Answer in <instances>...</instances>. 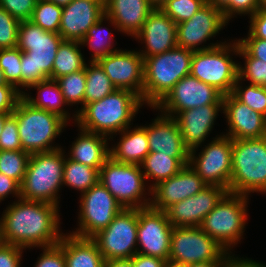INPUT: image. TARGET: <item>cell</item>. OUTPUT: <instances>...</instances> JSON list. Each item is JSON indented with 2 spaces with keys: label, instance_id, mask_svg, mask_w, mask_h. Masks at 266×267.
<instances>
[{
  "label": "cell",
  "instance_id": "5bb4252c",
  "mask_svg": "<svg viewBox=\"0 0 266 267\" xmlns=\"http://www.w3.org/2000/svg\"><path fill=\"white\" fill-rule=\"evenodd\" d=\"M199 155L196 149L189 152L188 164L207 185L229 190L232 173V139L225 135L213 138Z\"/></svg>",
  "mask_w": 266,
  "mask_h": 267
},
{
  "label": "cell",
  "instance_id": "d590c367",
  "mask_svg": "<svg viewBox=\"0 0 266 267\" xmlns=\"http://www.w3.org/2000/svg\"><path fill=\"white\" fill-rule=\"evenodd\" d=\"M67 105L81 104L85 106L86 73L85 68L56 79Z\"/></svg>",
  "mask_w": 266,
  "mask_h": 267
},
{
  "label": "cell",
  "instance_id": "cb8c5ba5",
  "mask_svg": "<svg viewBox=\"0 0 266 267\" xmlns=\"http://www.w3.org/2000/svg\"><path fill=\"white\" fill-rule=\"evenodd\" d=\"M223 105H205L178 112L174 118L181 131L184 145L190 150L199 149L210 135L218 112Z\"/></svg>",
  "mask_w": 266,
  "mask_h": 267
},
{
  "label": "cell",
  "instance_id": "bcb514c9",
  "mask_svg": "<svg viewBox=\"0 0 266 267\" xmlns=\"http://www.w3.org/2000/svg\"><path fill=\"white\" fill-rule=\"evenodd\" d=\"M38 0H0V6L18 21L30 20Z\"/></svg>",
  "mask_w": 266,
  "mask_h": 267
},
{
  "label": "cell",
  "instance_id": "d4e9b609",
  "mask_svg": "<svg viewBox=\"0 0 266 267\" xmlns=\"http://www.w3.org/2000/svg\"><path fill=\"white\" fill-rule=\"evenodd\" d=\"M160 114L146 126L150 152H160L174 158H189L190 151L184 145L176 119L162 112Z\"/></svg>",
  "mask_w": 266,
  "mask_h": 267
},
{
  "label": "cell",
  "instance_id": "7402d4cb",
  "mask_svg": "<svg viewBox=\"0 0 266 267\" xmlns=\"http://www.w3.org/2000/svg\"><path fill=\"white\" fill-rule=\"evenodd\" d=\"M145 45L139 54L144 58L167 52L177 44V24L162 9H153L135 36Z\"/></svg>",
  "mask_w": 266,
  "mask_h": 267
},
{
  "label": "cell",
  "instance_id": "03108f58",
  "mask_svg": "<svg viewBox=\"0 0 266 267\" xmlns=\"http://www.w3.org/2000/svg\"><path fill=\"white\" fill-rule=\"evenodd\" d=\"M259 9L266 8V0H257Z\"/></svg>",
  "mask_w": 266,
  "mask_h": 267
},
{
  "label": "cell",
  "instance_id": "e7e4bbea",
  "mask_svg": "<svg viewBox=\"0 0 266 267\" xmlns=\"http://www.w3.org/2000/svg\"><path fill=\"white\" fill-rule=\"evenodd\" d=\"M0 85H10V84H7V82L4 78L3 70L1 69V67H0Z\"/></svg>",
  "mask_w": 266,
  "mask_h": 267
},
{
  "label": "cell",
  "instance_id": "9f6ffc18",
  "mask_svg": "<svg viewBox=\"0 0 266 267\" xmlns=\"http://www.w3.org/2000/svg\"><path fill=\"white\" fill-rule=\"evenodd\" d=\"M104 267H133L131 259H109L104 261Z\"/></svg>",
  "mask_w": 266,
  "mask_h": 267
},
{
  "label": "cell",
  "instance_id": "74e56055",
  "mask_svg": "<svg viewBox=\"0 0 266 267\" xmlns=\"http://www.w3.org/2000/svg\"><path fill=\"white\" fill-rule=\"evenodd\" d=\"M62 17V7L48 0H38L30 19L45 31L58 33Z\"/></svg>",
  "mask_w": 266,
  "mask_h": 267
},
{
  "label": "cell",
  "instance_id": "b9f144b4",
  "mask_svg": "<svg viewBox=\"0 0 266 267\" xmlns=\"http://www.w3.org/2000/svg\"><path fill=\"white\" fill-rule=\"evenodd\" d=\"M207 0H168L161 8L176 24L189 20Z\"/></svg>",
  "mask_w": 266,
  "mask_h": 267
},
{
  "label": "cell",
  "instance_id": "f1b7e54d",
  "mask_svg": "<svg viewBox=\"0 0 266 267\" xmlns=\"http://www.w3.org/2000/svg\"><path fill=\"white\" fill-rule=\"evenodd\" d=\"M66 267H104V259L91 238L64 234Z\"/></svg>",
  "mask_w": 266,
  "mask_h": 267
},
{
  "label": "cell",
  "instance_id": "7bdbcfd3",
  "mask_svg": "<svg viewBox=\"0 0 266 267\" xmlns=\"http://www.w3.org/2000/svg\"><path fill=\"white\" fill-rule=\"evenodd\" d=\"M20 21L0 6V49L15 48Z\"/></svg>",
  "mask_w": 266,
  "mask_h": 267
},
{
  "label": "cell",
  "instance_id": "277c9868",
  "mask_svg": "<svg viewBox=\"0 0 266 267\" xmlns=\"http://www.w3.org/2000/svg\"><path fill=\"white\" fill-rule=\"evenodd\" d=\"M192 50L173 49L144 58V104L155 107L183 77L190 75Z\"/></svg>",
  "mask_w": 266,
  "mask_h": 267
},
{
  "label": "cell",
  "instance_id": "f6af8a7d",
  "mask_svg": "<svg viewBox=\"0 0 266 267\" xmlns=\"http://www.w3.org/2000/svg\"><path fill=\"white\" fill-rule=\"evenodd\" d=\"M0 150H23L17 120L13 114L6 119L0 134Z\"/></svg>",
  "mask_w": 266,
  "mask_h": 267
},
{
  "label": "cell",
  "instance_id": "a7ac6f4b",
  "mask_svg": "<svg viewBox=\"0 0 266 267\" xmlns=\"http://www.w3.org/2000/svg\"><path fill=\"white\" fill-rule=\"evenodd\" d=\"M100 1L105 4L108 0H100Z\"/></svg>",
  "mask_w": 266,
  "mask_h": 267
},
{
  "label": "cell",
  "instance_id": "94428289",
  "mask_svg": "<svg viewBox=\"0 0 266 267\" xmlns=\"http://www.w3.org/2000/svg\"><path fill=\"white\" fill-rule=\"evenodd\" d=\"M12 113H0V134L2 133L4 123L6 119L11 115Z\"/></svg>",
  "mask_w": 266,
  "mask_h": 267
},
{
  "label": "cell",
  "instance_id": "ac0fdd59",
  "mask_svg": "<svg viewBox=\"0 0 266 267\" xmlns=\"http://www.w3.org/2000/svg\"><path fill=\"white\" fill-rule=\"evenodd\" d=\"M98 63L116 87L136 93L144 103V59L135 50L119 49Z\"/></svg>",
  "mask_w": 266,
  "mask_h": 267
},
{
  "label": "cell",
  "instance_id": "c3c4849f",
  "mask_svg": "<svg viewBox=\"0 0 266 267\" xmlns=\"http://www.w3.org/2000/svg\"><path fill=\"white\" fill-rule=\"evenodd\" d=\"M23 249L17 245L0 243V267H21Z\"/></svg>",
  "mask_w": 266,
  "mask_h": 267
},
{
  "label": "cell",
  "instance_id": "4316f807",
  "mask_svg": "<svg viewBox=\"0 0 266 267\" xmlns=\"http://www.w3.org/2000/svg\"><path fill=\"white\" fill-rule=\"evenodd\" d=\"M79 130L80 134H78L76 141L72 142L67 157L92 168H101L110 158L108 146V139L110 138L82 129Z\"/></svg>",
  "mask_w": 266,
  "mask_h": 267
},
{
  "label": "cell",
  "instance_id": "f907efd6",
  "mask_svg": "<svg viewBox=\"0 0 266 267\" xmlns=\"http://www.w3.org/2000/svg\"><path fill=\"white\" fill-rule=\"evenodd\" d=\"M21 97L12 85H0V113H12Z\"/></svg>",
  "mask_w": 266,
  "mask_h": 267
},
{
  "label": "cell",
  "instance_id": "f5cc1de1",
  "mask_svg": "<svg viewBox=\"0 0 266 267\" xmlns=\"http://www.w3.org/2000/svg\"><path fill=\"white\" fill-rule=\"evenodd\" d=\"M10 194L20 198V184L16 180L0 173V202L6 197L8 198Z\"/></svg>",
  "mask_w": 266,
  "mask_h": 267
},
{
  "label": "cell",
  "instance_id": "ba28073f",
  "mask_svg": "<svg viewBox=\"0 0 266 267\" xmlns=\"http://www.w3.org/2000/svg\"><path fill=\"white\" fill-rule=\"evenodd\" d=\"M246 195L227 192L199 226L228 253L243 238L247 223Z\"/></svg>",
  "mask_w": 266,
  "mask_h": 267
},
{
  "label": "cell",
  "instance_id": "8fae6325",
  "mask_svg": "<svg viewBox=\"0 0 266 267\" xmlns=\"http://www.w3.org/2000/svg\"><path fill=\"white\" fill-rule=\"evenodd\" d=\"M234 256L199 226L173 227L168 260L172 263L185 266L209 261H231Z\"/></svg>",
  "mask_w": 266,
  "mask_h": 267
},
{
  "label": "cell",
  "instance_id": "ffe728a7",
  "mask_svg": "<svg viewBox=\"0 0 266 267\" xmlns=\"http://www.w3.org/2000/svg\"><path fill=\"white\" fill-rule=\"evenodd\" d=\"M205 186L207 184L187 164L177 174L151 189L150 207L158 211H165L172 204L197 194Z\"/></svg>",
  "mask_w": 266,
  "mask_h": 267
},
{
  "label": "cell",
  "instance_id": "484cf974",
  "mask_svg": "<svg viewBox=\"0 0 266 267\" xmlns=\"http://www.w3.org/2000/svg\"><path fill=\"white\" fill-rule=\"evenodd\" d=\"M104 8L106 20L118 31L133 37L154 9L147 0H108Z\"/></svg>",
  "mask_w": 266,
  "mask_h": 267
},
{
  "label": "cell",
  "instance_id": "60d3db41",
  "mask_svg": "<svg viewBox=\"0 0 266 267\" xmlns=\"http://www.w3.org/2000/svg\"><path fill=\"white\" fill-rule=\"evenodd\" d=\"M238 55L245 59L244 67L238 64V78L247 79L250 84L266 87V63L251 57L240 45Z\"/></svg>",
  "mask_w": 266,
  "mask_h": 267
},
{
  "label": "cell",
  "instance_id": "7c38bea8",
  "mask_svg": "<svg viewBox=\"0 0 266 267\" xmlns=\"http://www.w3.org/2000/svg\"><path fill=\"white\" fill-rule=\"evenodd\" d=\"M79 227L69 232L80 238H92L105 229L123 209L117 199L99 181L80 195Z\"/></svg>",
  "mask_w": 266,
  "mask_h": 267
},
{
  "label": "cell",
  "instance_id": "8992f818",
  "mask_svg": "<svg viewBox=\"0 0 266 267\" xmlns=\"http://www.w3.org/2000/svg\"><path fill=\"white\" fill-rule=\"evenodd\" d=\"M12 114L17 120L20 141L24 151L32 154L51 152L62 148L59 145L55 146L53 142L68 124L59 115L37 109L22 97L18 100Z\"/></svg>",
  "mask_w": 266,
  "mask_h": 267
},
{
  "label": "cell",
  "instance_id": "603a6c76",
  "mask_svg": "<svg viewBox=\"0 0 266 267\" xmlns=\"http://www.w3.org/2000/svg\"><path fill=\"white\" fill-rule=\"evenodd\" d=\"M104 15V3L100 0H72L62 7L58 33L63 40L80 42L89 28Z\"/></svg>",
  "mask_w": 266,
  "mask_h": 267
},
{
  "label": "cell",
  "instance_id": "ee69618b",
  "mask_svg": "<svg viewBox=\"0 0 266 267\" xmlns=\"http://www.w3.org/2000/svg\"><path fill=\"white\" fill-rule=\"evenodd\" d=\"M43 253L36 262L34 267H66V260L64 256V235L60 242L49 247H42Z\"/></svg>",
  "mask_w": 266,
  "mask_h": 267
},
{
  "label": "cell",
  "instance_id": "be15d7a7",
  "mask_svg": "<svg viewBox=\"0 0 266 267\" xmlns=\"http://www.w3.org/2000/svg\"><path fill=\"white\" fill-rule=\"evenodd\" d=\"M163 267H184L181 264L172 263L170 261H166L163 265Z\"/></svg>",
  "mask_w": 266,
  "mask_h": 267
},
{
  "label": "cell",
  "instance_id": "5b68a950",
  "mask_svg": "<svg viewBox=\"0 0 266 267\" xmlns=\"http://www.w3.org/2000/svg\"><path fill=\"white\" fill-rule=\"evenodd\" d=\"M65 153L62 148L51 152L32 153L20 185V198L59 206L58 192L63 186Z\"/></svg>",
  "mask_w": 266,
  "mask_h": 267
},
{
  "label": "cell",
  "instance_id": "30bf717a",
  "mask_svg": "<svg viewBox=\"0 0 266 267\" xmlns=\"http://www.w3.org/2000/svg\"><path fill=\"white\" fill-rule=\"evenodd\" d=\"M99 181L123 208L150 206L151 199L145 196L146 180L140 165L119 163L109 158L100 168Z\"/></svg>",
  "mask_w": 266,
  "mask_h": 267
},
{
  "label": "cell",
  "instance_id": "83f0119b",
  "mask_svg": "<svg viewBox=\"0 0 266 267\" xmlns=\"http://www.w3.org/2000/svg\"><path fill=\"white\" fill-rule=\"evenodd\" d=\"M119 133V142L109 148L110 158L119 163L141 165L150 153L146 125L134 127L132 130L128 127Z\"/></svg>",
  "mask_w": 266,
  "mask_h": 267
},
{
  "label": "cell",
  "instance_id": "ab89813d",
  "mask_svg": "<svg viewBox=\"0 0 266 267\" xmlns=\"http://www.w3.org/2000/svg\"><path fill=\"white\" fill-rule=\"evenodd\" d=\"M237 78L232 94L242 103L266 117V87L249 84L244 89Z\"/></svg>",
  "mask_w": 266,
  "mask_h": 267
},
{
  "label": "cell",
  "instance_id": "f35d334b",
  "mask_svg": "<svg viewBox=\"0 0 266 267\" xmlns=\"http://www.w3.org/2000/svg\"><path fill=\"white\" fill-rule=\"evenodd\" d=\"M21 57L18 48L0 49V67L3 70L7 84L12 85L19 93L21 87Z\"/></svg>",
  "mask_w": 266,
  "mask_h": 267
},
{
  "label": "cell",
  "instance_id": "91938a15",
  "mask_svg": "<svg viewBox=\"0 0 266 267\" xmlns=\"http://www.w3.org/2000/svg\"><path fill=\"white\" fill-rule=\"evenodd\" d=\"M168 0H147V2L155 9H161Z\"/></svg>",
  "mask_w": 266,
  "mask_h": 267
},
{
  "label": "cell",
  "instance_id": "44dd1931",
  "mask_svg": "<svg viewBox=\"0 0 266 267\" xmlns=\"http://www.w3.org/2000/svg\"><path fill=\"white\" fill-rule=\"evenodd\" d=\"M228 132L223 134L232 140L266 136V117L240 102L232 93L223 95V112Z\"/></svg>",
  "mask_w": 266,
  "mask_h": 267
},
{
  "label": "cell",
  "instance_id": "7a4b0ae2",
  "mask_svg": "<svg viewBox=\"0 0 266 267\" xmlns=\"http://www.w3.org/2000/svg\"><path fill=\"white\" fill-rule=\"evenodd\" d=\"M145 105L136 93L116 89L101 100L86 104L72 116L79 129L113 138L130 127L139 109ZM118 133V134H117Z\"/></svg>",
  "mask_w": 266,
  "mask_h": 267
},
{
  "label": "cell",
  "instance_id": "9c48e42d",
  "mask_svg": "<svg viewBox=\"0 0 266 267\" xmlns=\"http://www.w3.org/2000/svg\"><path fill=\"white\" fill-rule=\"evenodd\" d=\"M233 41L194 51L191 62L190 75L215 87L223 95L232 93L238 78L239 63L233 61L230 54L238 55L239 43Z\"/></svg>",
  "mask_w": 266,
  "mask_h": 267
},
{
  "label": "cell",
  "instance_id": "680465c9",
  "mask_svg": "<svg viewBox=\"0 0 266 267\" xmlns=\"http://www.w3.org/2000/svg\"><path fill=\"white\" fill-rule=\"evenodd\" d=\"M229 1L230 0H207V3L222 10L229 3Z\"/></svg>",
  "mask_w": 266,
  "mask_h": 267
},
{
  "label": "cell",
  "instance_id": "52a82bcc",
  "mask_svg": "<svg viewBox=\"0 0 266 267\" xmlns=\"http://www.w3.org/2000/svg\"><path fill=\"white\" fill-rule=\"evenodd\" d=\"M266 184V136L232 140V173L228 192L249 196Z\"/></svg>",
  "mask_w": 266,
  "mask_h": 267
},
{
  "label": "cell",
  "instance_id": "6125c7cd",
  "mask_svg": "<svg viewBox=\"0 0 266 267\" xmlns=\"http://www.w3.org/2000/svg\"><path fill=\"white\" fill-rule=\"evenodd\" d=\"M51 1L53 3H55L56 5L60 6V7H65L66 5H68L72 0H48Z\"/></svg>",
  "mask_w": 266,
  "mask_h": 267
},
{
  "label": "cell",
  "instance_id": "d6986e66",
  "mask_svg": "<svg viewBox=\"0 0 266 267\" xmlns=\"http://www.w3.org/2000/svg\"><path fill=\"white\" fill-rule=\"evenodd\" d=\"M228 191L216 185H207L197 194L176 202L165 212L173 227H198L204 217Z\"/></svg>",
  "mask_w": 266,
  "mask_h": 267
},
{
  "label": "cell",
  "instance_id": "3957f363",
  "mask_svg": "<svg viewBox=\"0 0 266 267\" xmlns=\"http://www.w3.org/2000/svg\"><path fill=\"white\" fill-rule=\"evenodd\" d=\"M62 41L59 33L45 31L30 20L20 22L17 47L22 51L21 95L24 88L51 79L57 49Z\"/></svg>",
  "mask_w": 266,
  "mask_h": 267
},
{
  "label": "cell",
  "instance_id": "9a60e30c",
  "mask_svg": "<svg viewBox=\"0 0 266 267\" xmlns=\"http://www.w3.org/2000/svg\"><path fill=\"white\" fill-rule=\"evenodd\" d=\"M205 105H223V94L215 87L187 75L178 81L153 109L174 117L178 112Z\"/></svg>",
  "mask_w": 266,
  "mask_h": 267
},
{
  "label": "cell",
  "instance_id": "2e32d148",
  "mask_svg": "<svg viewBox=\"0 0 266 267\" xmlns=\"http://www.w3.org/2000/svg\"><path fill=\"white\" fill-rule=\"evenodd\" d=\"M227 23L221 9L206 3L189 20L177 24V44L192 51L208 50L224 44L220 41L198 47L216 36Z\"/></svg>",
  "mask_w": 266,
  "mask_h": 267
},
{
  "label": "cell",
  "instance_id": "836d02e7",
  "mask_svg": "<svg viewBox=\"0 0 266 267\" xmlns=\"http://www.w3.org/2000/svg\"><path fill=\"white\" fill-rule=\"evenodd\" d=\"M103 21H106L105 15L89 28L87 34L80 41L81 45H88L92 50L90 62H98L101 58L119 50L116 47L112 48L114 47V42L112 43L114 37L111 31L102 28Z\"/></svg>",
  "mask_w": 266,
  "mask_h": 267
},
{
  "label": "cell",
  "instance_id": "d6a6232c",
  "mask_svg": "<svg viewBox=\"0 0 266 267\" xmlns=\"http://www.w3.org/2000/svg\"><path fill=\"white\" fill-rule=\"evenodd\" d=\"M100 168H92L81 164L67 156L63 166V185L82 193L99 182Z\"/></svg>",
  "mask_w": 266,
  "mask_h": 267
},
{
  "label": "cell",
  "instance_id": "7dc6e473",
  "mask_svg": "<svg viewBox=\"0 0 266 267\" xmlns=\"http://www.w3.org/2000/svg\"><path fill=\"white\" fill-rule=\"evenodd\" d=\"M259 9L257 0H230L222 9L224 18L229 22L236 14L253 15ZM235 15V16H234Z\"/></svg>",
  "mask_w": 266,
  "mask_h": 267
},
{
  "label": "cell",
  "instance_id": "db71d44e",
  "mask_svg": "<svg viewBox=\"0 0 266 267\" xmlns=\"http://www.w3.org/2000/svg\"><path fill=\"white\" fill-rule=\"evenodd\" d=\"M133 267H163L165 260L149 255L136 253L132 258Z\"/></svg>",
  "mask_w": 266,
  "mask_h": 267
},
{
  "label": "cell",
  "instance_id": "8d00e7d4",
  "mask_svg": "<svg viewBox=\"0 0 266 267\" xmlns=\"http://www.w3.org/2000/svg\"><path fill=\"white\" fill-rule=\"evenodd\" d=\"M30 155L29 152L24 150H0V173L16 180L21 185Z\"/></svg>",
  "mask_w": 266,
  "mask_h": 267
},
{
  "label": "cell",
  "instance_id": "681fc988",
  "mask_svg": "<svg viewBox=\"0 0 266 267\" xmlns=\"http://www.w3.org/2000/svg\"><path fill=\"white\" fill-rule=\"evenodd\" d=\"M237 41L251 57L266 63V39L255 38L248 32L246 38Z\"/></svg>",
  "mask_w": 266,
  "mask_h": 267
},
{
  "label": "cell",
  "instance_id": "1f68e13d",
  "mask_svg": "<svg viewBox=\"0 0 266 267\" xmlns=\"http://www.w3.org/2000/svg\"><path fill=\"white\" fill-rule=\"evenodd\" d=\"M81 46L80 42L77 41L63 40L61 42L58 46L52 67V80L85 68L86 62L83 57L84 55H82L79 49Z\"/></svg>",
  "mask_w": 266,
  "mask_h": 267
},
{
  "label": "cell",
  "instance_id": "f546056e",
  "mask_svg": "<svg viewBox=\"0 0 266 267\" xmlns=\"http://www.w3.org/2000/svg\"><path fill=\"white\" fill-rule=\"evenodd\" d=\"M31 88L37 89L38 96L37 98H33L29 93L24 92L22 98L26 102L37 109L55 113L68 123L69 119H71L70 113L63 109V106H66L67 103L56 80L46 79L40 83H36Z\"/></svg>",
  "mask_w": 266,
  "mask_h": 267
},
{
  "label": "cell",
  "instance_id": "11a10c76",
  "mask_svg": "<svg viewBox=\"0 0 266 267\" xmlns=\"http://www.w3.org/2000/svg\"><path fill=\"white\" fill-rule=\"evenodd\" d=\"M227 267H265V263L256 262L252 259L248 258H238V256L235 258L233 257L232 260L229 262Z\"/></svg>",
  "mask_w": 266,
  "mask_h": 267
},
{
  "label": "cell",
  "instance_id": "4fadbf2b",
  "mask_svg": "<svg viewBox=\"0 0 266 267\" xmlns=\"http://www.w3.org/2000/svg\"><path fill=\"white\" fill-rule=\"evenodd\" d=\"M138 209L123 208L113 221L91 239L104 260L131 259L137 253Z\"/></svg>",
  "mask_w": 266,
  "mask_h": 267
},
{
  "label": "cell",
  "instance_id": "4dcf8cb0",
  "mask_svg": "<svg viewBox=\"0 0 266 267\" xmlns=\"http://www.w3.org/2000/svg\"><path fill=\"white\" fill-rule=\"evenodd\" d=\"M189 158H174L168 154L160 152H150L142 162L141 169L145 180L153 179V184L147 187L148 194L151 189L160 182L169 179L177 174L185 165L188 164Z\"/></svg>",
  "mask_w": 266,
  "mask_h": 267
},
{
  "label": "cell",
  "instance_id": "816d5d0a",
  "mask_svg": "<svg viewBox=\"0 0 266 267\" xmlns=\"http://www.w3.org/2000/svg\"><path fill=\"white\" fill-rule=\"evenodd\" d=\"M250 17L249 33L259 39H266V8L258 9Z\"/></svg>",
  "mask_w": 266,
  "mask_h": 267
},
{
  "label": "cell",
  "instance_id": "6f0895ef",
  "mask_svg": "<svg viewBox=\"0 0 266 267\" xmlns=\"http://www.w3.org/2000/svg\"><path fill=\"white\" fill-rule=\"evenodd\" d=\"M230 261H209L201 263H193L184 267H227Z\"/></svg>",
  "mask_w": 266,
  "mask_h": 267
},
{
  "label": "cell",
  "instance_id": "6da1fadb",
  "mask_svg": "<svg viewBox=\"0 0 266 267\" xmlns=\"http://www.w3.org/2000/svg\"><path fill=\"white\" fill-rule=\"evenodd\" d=\"M59 206L18 198L3 211L0 218L1 242L21 248L56 245L60 232Z\"/></svg>",
  "mask_w": 266,
  "mask_h": 267
},
{
  "label": "cell",
  "instance_id": "e575fe53",
  "mask_svg": "<svg viewBox=\"0 0 266 267\" xmlns=\"http://www.w3.org/2000/svg\"><path fill=\"white\" fill-rule=\"evenodd\" d=\"M89 65H85V105L93 101L101 100L116 90V87L98 62H89Z\"/></svg>",
  "mask_w": 266,
  "mask_h": 267
},
{
  "label": "cell",
  "instance_id": "003e7915",
  "mask_svg": "<svg viewBox=\"0 0 266 267\" xmlns=\"http://www.w3.org/2000/svg\"><path fill=\"white\" fill-rule=\"evenodd\" d=\"M260 192L261 194L265 193L266 194V184L262 186L256 193Z\"/></svg>",
  "mask_w": 266,
  "mask_h": 267
},
{
  "label": "cell",
  "instance_id": "e0dca14e",
  "mask_svg": "<svg viewBox=\"0 0 266 267\" xmlns=\"http://www.w3.org/2000/svg\"><path fill=\"white\" fill-rule=\"evenodd\" d=\"M172 230L165 211L138 209L137 253L168 261Z\"/></svg>",
  "mask_w": 266,
  "mask_h": 267
}]
</instances>
